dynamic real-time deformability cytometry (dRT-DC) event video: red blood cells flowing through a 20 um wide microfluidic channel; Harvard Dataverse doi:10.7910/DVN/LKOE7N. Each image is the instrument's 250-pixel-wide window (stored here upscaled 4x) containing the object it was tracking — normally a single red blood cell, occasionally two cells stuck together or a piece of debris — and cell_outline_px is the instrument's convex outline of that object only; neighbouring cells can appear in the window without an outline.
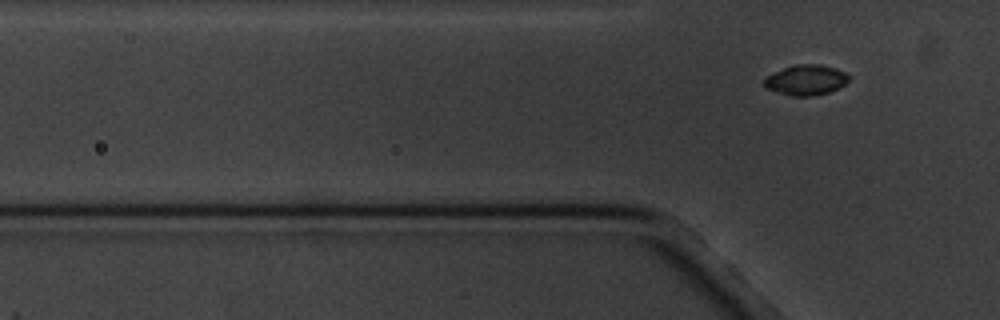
{"species": "common noctule bat (a hibernating species)", "species_latin": "Nyctalus noctula", "temperature_condition": "cold", "stored_images_in_passage": 8, "segment_of_instrument_passage": [2, 2], "camera_frame_rate_fps": 3000, "um_per_image_px": 0.085, "animal": {"sex": "male", "body_mass_g": 20.1, "forearm_length_mm": 53.5}, "frame": {"image": 1, "passage_image": 8, "time_ms": 8.0, "image_size_px": [1000, 320], "cell_outline_px": [[852, 76], [844, 84], [828, 92], [808, 96], [792, 96], [768, 88], [764, 84], [764, 80], [768, 76], [784, 68], [796, 64], [820, 64], [836, 68]], "centroid_in_image_um": [68.55, 6.78], "position_along_channel_um": 57.3, "area_um2": 14.57}}